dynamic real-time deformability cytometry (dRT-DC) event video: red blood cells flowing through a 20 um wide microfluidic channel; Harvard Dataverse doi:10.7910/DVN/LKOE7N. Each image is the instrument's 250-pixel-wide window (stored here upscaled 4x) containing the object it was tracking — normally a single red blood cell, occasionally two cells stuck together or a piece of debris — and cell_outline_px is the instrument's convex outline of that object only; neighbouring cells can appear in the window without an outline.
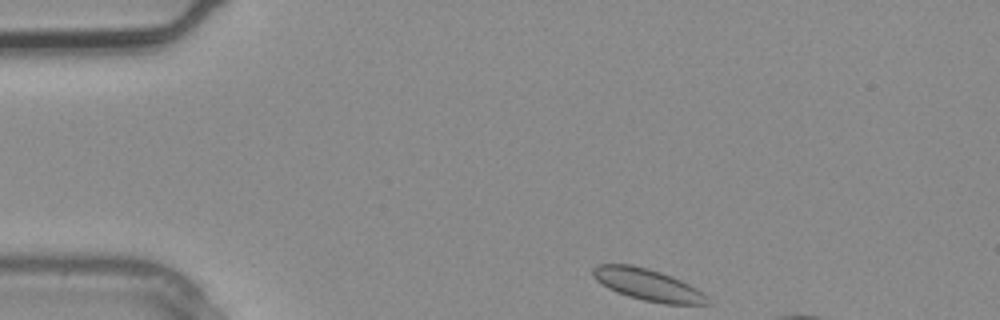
{"species": "common noctule bat (a hibernating species)", "species_latin": "Nyctalus noctula", "temperature_condition": "warm", "stored_images_in_passage": 5, "camera_frame_rate_fps": 3000, "um_per_image_px": 0.085, "animal": {"sex": "male", "body_mass_g": 20.4}, "frame": {"image": 1, "passage_image": 1, "time_ms": 0.0, "image_size_px": [1000, 320], "cell_outline_px": [[708, 304], [664, 304], [644, 300], [628, 296], [616, 292], [608, 288], [596, 280], [592, 276], [592, 268], [596, 264], [632, 264], [648, 268], [672, 276], [696, 288], [708, 296]], "centroid_in_image_um": [55.02, 24.19], "position_along_channel_um": 30.0, "area_um2": 21.15}}
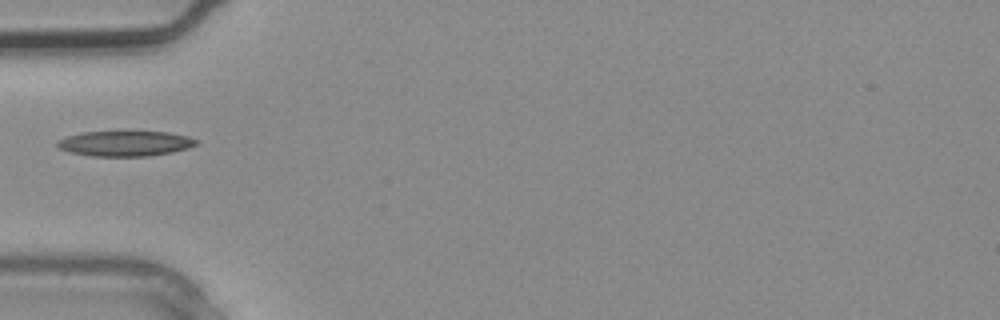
{"frame": {"image": 2, "passage_image": 5, "time_ms": 1.333, "image_size_px": [1000, 320], "cell_outline_px": [[200, 144], [188, 148], [172, 152], [148, 156], [92, 156], [68, 152], [60, 148], [56, 144], [56, 140], [80, 132], [168, 132], [188, 136], [200, 140]], "centroid_in_image_um": [10.67, 12.2], "position_along_channel_um": 74.3, "area_um2": 20.58}}